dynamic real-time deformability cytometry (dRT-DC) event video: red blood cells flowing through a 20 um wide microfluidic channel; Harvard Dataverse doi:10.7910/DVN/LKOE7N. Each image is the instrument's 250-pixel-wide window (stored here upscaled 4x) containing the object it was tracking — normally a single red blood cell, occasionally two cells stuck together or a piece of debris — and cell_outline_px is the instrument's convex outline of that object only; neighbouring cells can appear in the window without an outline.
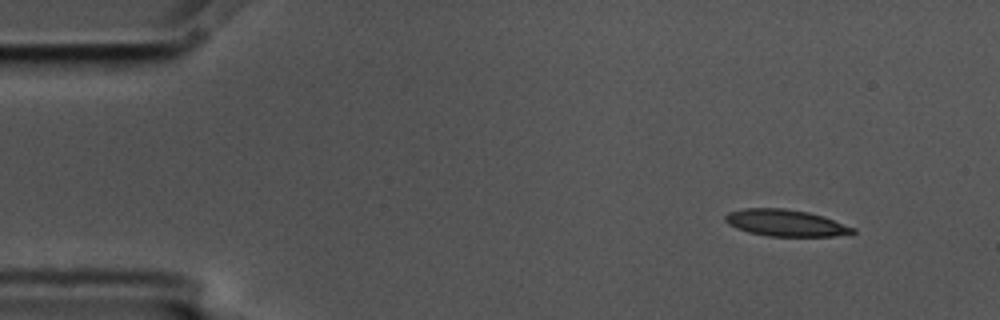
{"species": "common noctule bat (a hibernating species)", "species_latin": "Nyctalus noctula", "temperature_condition": "cold", "stored_images_in_passage": 4, "camera_frame_rate_fps": 3000, "um_per_image_px": 0.085, "animal": {"sex": "male", "body_mass_g": 17.5, "forearm_length_mm": 52.3}, "frame": {"image": 1, "passage_image": 1, "time_ms": 0.0, "image_size_px": [1000, 320], "cell_outline_px": [[856, 232], [832, 236], [768, 236], [748, 232], [736, 228], [728, 224], [724, 220], [724, 216], [728, 212], [744, 208], [784, 208], [808, 212], [856, 228]], "centroid_in_image_um": [66.71, 18.94], "position_along_channel_um": 18.3, "area_um2": 19.65}}
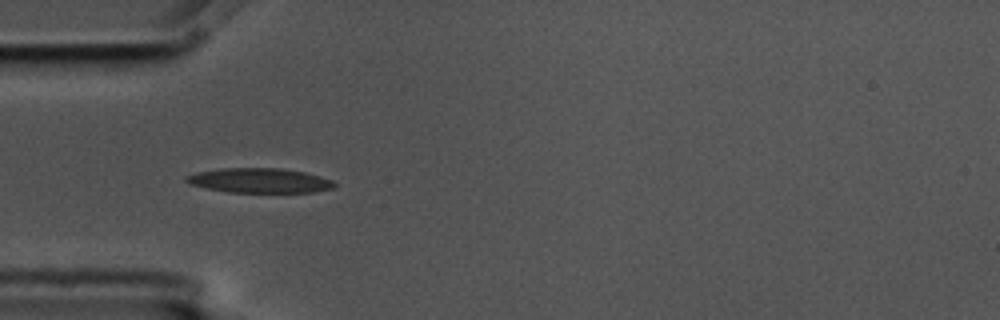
{"frame": {"image": 2, "passage_image": 4, "time_ms": 1.0, "image_size_px": [1000, 320], "cell_outline_px": [[336, 184], [332, 188], [312, 192], [228, 192], [204, 188], [192, 184], [184, 180], [184, 176], [196, 172], [224, 168], [280, 168], [304, 172], [320, 176], [332, 180]], "centroid_in_image_um": [22.03, 15.34], "position_along_channel_um": 63.0, "area_um2": 21.21}}